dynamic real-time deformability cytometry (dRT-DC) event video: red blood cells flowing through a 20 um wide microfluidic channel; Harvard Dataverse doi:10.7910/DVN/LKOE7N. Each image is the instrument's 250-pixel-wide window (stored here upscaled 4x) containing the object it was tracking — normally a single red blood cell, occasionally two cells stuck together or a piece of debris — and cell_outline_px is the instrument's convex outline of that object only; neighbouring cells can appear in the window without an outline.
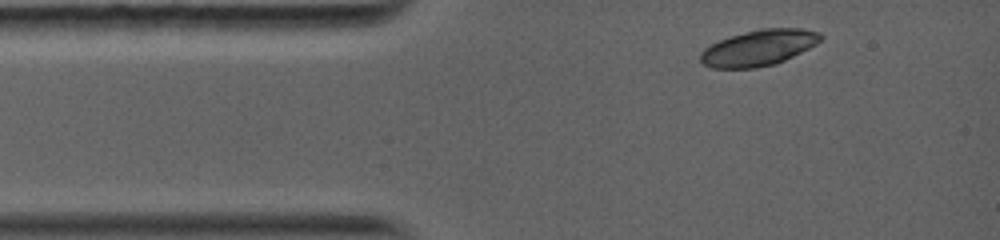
{"species": "common noctule bat (a hibernating species)", "species_latin": "Nyctalus noctula", "temperature_condition": "warm", "stored_images_in_passage": 2, "camera_frame_rate_fps": 5000, "um_per_image_px": 0.085, "animal": {"sex": "female", "body_mass_g": 19.0, "forearm_length_mm": 56.7}, "frame": {"image": 1, "passage_image": 1, "time_ms": 0.0, "image_size_px": [1000, 240], "cell_outline_px": [[824, 36], [816, 44], [776, 64], [756, 68], [712, 68], [704, 64], [700, 60], [700, 52], [704, 48], [720, 40], [732, 36], [760, 28], [800, 28], [820, 32]], "centroid_in_image_um": [64.49, 4.06], "position_along_channel_um": 20.5, "area_um2": 24.97}}